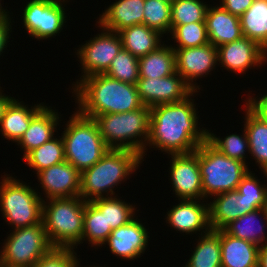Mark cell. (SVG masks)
I'll return each mask as SVG.
<instances>
[{"mask_svg": "<svg viewBox=\"0 0 267 267\" xmlns=\"http://www.w3.org/2000/svg\"><path fill=\"white\" fill-rule=\"evenodd\" d=\"M196 92L199 91H193L182 101L150 108V132L146 146H156L169 155L189 154L207 140V129L200 130L198 127L196 104L190 98Z\"/></svg>", "mask_w": 267, "mask_h": 267, "instance_id": "cell-1", "label": "cell"}, {"mask_svg": "<svg viewBox=\"0 0 267 267\" xmlns=\"http://www.w3.org/2000/svg\"><path fill=\"white\" fill-rule=\"evenodd\" d=\"M74 84L78 111L89 118L108 113L130 112L142 108L136 85L112 79L105 74L81 78Z\"/></svg>", "mask_w": 267, "mask_h": 267, "instance_id": "cell-2", "label": "cell"}, {"mask_svg": "<svg viewBox=\"0 0 267 267\" xmlns=\"http://www.w3.org/2000/svg\"><path fill=\"white\" fill-rule=\"evenodd\" d=\"M141 162V155L133 150L110 148L98 162L81 172L79 196L84 201L112 197L113 188L128 179Z\"/></svg>", "mask_w": 267, "mask_h": 267, "instance_id": "cell-3", "label": "cell"}, {"mask_svg": "<svg viewBox=\"0 0 267 267\" xmlns=\"http://www.w3.org/2000/svg\"><path fill=\"white\" fill-rule=\"evenodd\" d=\"M150 116L151 109L143 106L130 112L97 115L93 119L109 148L133 150L143 159L150 132Z\"/></svg>", "mask_w": 267, "mask_h": 267, "instance_id": "cell-4", "label": "cell"}, {"mask_svg": "<svg viewBox=\"0 0 267 267\" xmlns=\"http://www.w3.org/2000/svg\"><path fill=\"white\" fill-rule=\"evenodd\" d=\"M43 201L42 222L49 243L57 248H73L82 243L85 202L80 196Z\"/></svg>", "mask_w": 267, "mask_h": 267, "instance_id": "cell-5", "label": "cell"}, {"mask_svg": "<svg viewBox=\"0 0 267 267\" xmlns=\"http://www.w3.org/2000/svg\"><path fill=\"white\" fill-rule=\"evenodd\" d=\"M62 133L65 160L80 173L98 162L110 149L102 139L96 121L78 109Z\"/></svg>", "mask_w": 267, "mask_h": 267, "instance_id": "cell-6", "label": "cell"}, {"mask_svg": "<svg viewBox=\"0 0 267 267\" xmlns=\"http://www.w3.org/2000/svg\"><path fill=\"white\" fill-rule=\"evenodd\" d=\"M195 152L198 154L203 200L206 197L237 190L242 178L249 171L247 163L225 156L207 140L200 144Z\"/></svg>", "mask_w": 267, "mask_h": 267, "instance_id": "cell-7", "label": "cell"}, {"mask_svg": "<svg viewBox=\"0 0 267 267\" xmlns=\"http://www.w3.org/2000/svg\"><path fill=\"white\" fill-rule=\"evenodd\" d=\"M2 177L0 207L8 224L14 229L42 223L43 199L33 187L12 176Z\"/></svg>", "mask_w": 267, "mask_h": 267, "instance_id": "cell-8", "label": "cell"}, {"mask_svg": "<svg viewBox=\"0 0 267 267\" xmlns=\"http://www.w3.org/2000/svg\"><path fill=\"white\" fill-rule=\"evenodd\" d=\"M3 244L0 262L23 267H33L53 248L46 236L43 222L14 229Z\"/></svg>", "mask_w": 267, "mask_h": 267, "instance_id": "cell-9", "label": "cell"}, {"mask_svg": "<svg viewBox=\"0 0 267 267\" xmlns=\"http://www.w3.org/2000/svg\"><path fill=\"white\" fill-rule=\"evenodd\" d=\"M62 2L65 3V0L27 2L22 17L28 34L37 40H44L60 33L67 17Z\"/></svg>", "mask_w": 267, "mask_h": 267, "instance_id": "cell-10", "label": "cell"}, {"mask_svg": "<svg viewBox=\"0 0 267 267\" xmlns=\"http://www.w3.org/2000/svg\"><path fill=\"white\" fill-rule=\"evenodd\" d=\"M102 33L87 41L77 50L82 70L81 77L104 74L114 57L123 48L119 33L102 28ZM106 31V32H105Z\"/></svg>", "mask_w": 267, "mask_h": 267, "instance_id": "cell-11", "label": "cell"}, {"mask_svg": "<svg viewBox=\"0 0 267 267\" xmlns=\"http://www.w3.org/2000/svg\"><path fill=\"white\" fill-rule=\"evenodd\" d=\"M136 88L141 102L149 108L182 101L194 91L177 72L163 78H139Z\"/></svg>", "mask_w": 267, "mask_h": 267, "instance_id": "cell-12", "label": "cell"}, {"mask_svg": "<svg viewBox=\"0 0 267 267\" xmlns=\"http://www.w3.org/2000/svg\"><path fill=\"white\" fill-rule=\"evenodd\" d=\"M170 179L179 200H203L198 154L171 155Z\"/></svg>", "mask_w": 267, "mask_h": 267, "instance_id": "cell-13", "label": "cell"}, {"mask_svg": "<svg viewBox=\"0 0 267 267\" xmlns=\"http://www.w3.org/2000/svg\"><path fill=\"white\" fill-rule=\"evenodd\" d=\"M176 56V72L194 90H199L193 80L208 75L216 67L218 51L208 43L199 47L173 48ZM205 74V75H204Z\"/></svg>", "mask_w": 267, "mask_h": 267, "instance_id": "cell-14", "label": "cell"}, {"mask_svg": "<svg viewBox=\"0 0 267 267\" xmlns=\"http://www.w3.org/2000/svg\"><path fill=\"white\" fill-rule=\"evenodd\" d=\"M218 62L227 70L243 73L267 60V52L247 37L217 47ZM260 64V65H259Z\"/></svg>", "mask_w": 267, "mask_h": 267, "instance_id": "cell-15", "label": "cell"}, {"mask_svg": "<svg viewBox=\"0 0 267 267\" xmlns=\"http://www.w3.org/2000/svg\"><path fill=\"white\" fill-rule=\"evenodd\" d=\"M37 177L46 193L45 200L79 196L81 173L66 160L39 171Z\"/></svg>", "mask_w": 267, "mask_h": 267, "instance_id": "cell-16", "label": "cell"}, {"mask_svg": "<svg viewBox=\"0 0 267 267\" xmlns=\"http://www.w3.org/2000/svg\"><path fill=\"white\" fill-rule=\"evenodd\" d=\"M148 231L139 220L133 219L129 223L112 230L105 242L111 253L123 259L134 260L143 254L148 245Z\"/></svg>", "mask_w": 267, "mask_h": 267, "instance_id": "cell-17", "label": "cell"}, {"mask_svg": "<svg viewBox=\"0 0 267 267\" xmlns=\"http://www.w3.org/2000/svg\"><path fill=\"white\" fill-rule=\"evenodd\" d=\"M167 223L176 231L187 234L203 230L208 233L211 228L209 224V204L201 203L200 200H183L174 205L167 213ZM205 229V230H204Z\"/></svg>", "mask_w": 267, "mask_h": 267, "instance_id": "cell-18", "label": "cell"}, {"mask_svg": "<svg viewBox=\"0 0 267 267\" xmlns=\"http://www.w3.org/2000/svg\"><path fill=\"white\" fill-rule=\"evenodd\" d=\"M209 203V224L211 230L223 229L231 221L244 216L257 208L239 198L237 190L227 191L214 196Z\"/></svg>", "mask_w": 267, "mask_h": 267, "instance_id": "cell-19", "label": "cell"}, {"mask_svg": "<svg viewBox=\"0 0 267 267\" xmlns=\"http://www.w3.org/2000/svg\"><path fill=\"white\" fill-rule=\"evenodd\" d=\"M205 23L209 43L216 48L243 37L239 16L227 12L221 6L209 5Z\"/></svg>", "mask_w": 267, "mask_h": 267, "instance_id": "cell-20", "label": "cell"}, {"mask_svg": "<svg viewBox=\"0 0 267 267\" xmlns=\"http://www.w3.org/2000/svg\"><path fill=\"white\" fill-rule=\"evenodd\" d=\"M145 0H118L99 18V27L115 32L133 25L143 24Z\"/></svg>", "mask_w": 267, "mask_h": 267, "instance_id": "cell-21", "label": "cell"}, {"mask_svg": "<svg viewBox=\"0 0 267 267\" xmlns=\"http://www.w3.org/2000/svg\"><path fill=\"white\" fill-rule=\"evenodd\" d=\"M59 114L46 105L31 119L30 125L17 145L24 151L23 158L33 149L54 138L59 125Z\"/></svg>", "mask_w": 267, "mask_h": 267, "instance_id": "cell-22", "label": "cell"}, {"mask_svg": "<svg viewBox=\"0 0 267 267\" xmlns=\"http://www.w3.org/2000/svg\"><path fill=\"white\" fill-rule=\"evenodd\" d=\"M221 267H258L259 246L220 229Z\"/></svg>", "mask_w": 267, "mask_h": 267, "instance_id": "cell-23", "label": "cell"}, {"mask_svg": "<svg viewBox=\"0 0 267 267\" xmlns=\"http://www.w3.org/2000/svg\"><path fill=\"white\" fill-rule=\"evenodd\" d=\"M27 105L13 99L7 106L0 121V131L4 138L18 142L28 129L31 119L44 107V104H37L32 109Z\"/></svg>", "mask_w": 267, "mask_h": 267, "instance_id": "cell-24", "label": "cell"}, {"mask_svg": "<svg viewBox=\"0 0 267 267\" xmlns=\"http://www.w3.org/2000/svg\"><path fill=\"white\" fill-rule=\"evenodd\" d=\"M244 129L249 143V152L261 171L267 172V122L247 103Z\"/></svg>", "mask_w": 267, "mask_h": 267, "instance_id": "cell-25", "label": "cell"}, {"mask_svg": "<svg viewBox=\"0 0 267 267\" xmlns=\"http://www.w3.org/2000/svg\"><path fill=\"white\" fill-rule=\"evenodd\" d=\"M118 33L123 49L137 58L147 55L162 45L160 38L163 36L144 24L124 28Z\"/></svg>", "mask_w": 267, "mask_h": 267, "instance_id": "cell-26", "label": "cell"}, {"mask_svg": "<svg viewBox=\"0 0 267 267\" xmlns=\"http://www.w3.org/2000/svg\"><path fill=\"white\" fill-rule=\"evenodd\" d=\"M176 73L175 50L162 44L139 58V78H163Z\"/></svg>", "mask_w": 267, "mask_h": 267, "instance_id": "cell-27", "label": "cell"}, {"mask_svg": "<svg viewBox=\"0 0 267 267\" xmlns=\"http://www.w3.org/2000/svg\"><path fill=\"white\" fill-rule=\"evenodd\" d=\"M239 19L243 36L267 52V0H254Z\"/></svg>", "mask_w": 267, "mask_h": 267, "instance_id": "cell-28", "label": "cell"}, {"mask_svg": "<svg viewBox=\"0 0 267 267\" xmlns=\"http://www.w3.org/2000/svg\"><path fill=\"white\" fill-rule=\"evenodd\" d=\"M259 216L265 218L262 208L246 213L244 216L231 221L228 225H226L223 228V230L227 234L235 238L252 242L258 245L259 247L263 246L264 244H267V236H265L266 231H264L265 230L264 228L267 229V227L266 226L264 227L263 221H260L262 217L258 219ZM257 220H259L262 223H260L261 225L259 224V226H257L256 228L255 225H257V223L259 222Z\"/></svg>", "mask_w": 267, "mask_h": 267, "instance_id": "cell-29", "label": "cell"}, {"mask_svg": "<svg viewBox=\"0 0 267 267\" xmlns=\"http://www.w3.org/2000/svg\"><path fill=\"white\" fill-rule=\"evenodd\" d=\"M186 267H221L220 229L202 234ZM204 235V236H203Z\"/></svg>", "mask_w": 267, "mask_h": 267, "instance_id": "cell-30", "label": "cell"}, {"mask_svg": "<svg viewBox=\"0 0 267 267\" xmlns=\"http://www.w3.org/2000/svg\"><path fill=\"white\" fill-rule=\"evenodd\" d=\"M23 159L29 167L35 169L36 174L43 169L64 162L65 152L62 137L52 138L30 151Z\"/></svg>", "mask_w": 267, "mask_h": 267, "instance_id": "cell-31", "label": "cell"}, {"mask_svg": "<svg viewBox=\"0 0 267 267\" xmlns=\"http://www.w3.org/2000/svg\"><path fill=\"white\" fill-rule=\"evenodd\" d=\"M91 202L101 211L105 212L107 227L112 230L119 228L135 218V206L126 203L116 196L100 197Z\"/></svg>", "mask_w": 267, "mask_h": 267, "instance_id": "cell-32", "label": "cell"}, {"mask_svg": "<svg viewBox=\"0 0 267 267\" xmlns=\"http://www.w3.org/2000/svg\"><path fill=\"white\" fill-rule=\"evenodd\" d=\"M112 229L107 227L105 212H101L91 201L85 202L83 240L93 246H102L110 236Z\"/></svg>", "mask_w": 267, "mask_h": 267, "instance_id": "cell-33", "label": "cell"}, {"mask_svg": "<svg viewBox=\"0 0 267 267\" xmlns=\"http://www.w3.org/2000/svg\"><path fill=\"white\" fill-rule=\"evenodd\" d=\"M104 74L112 79L136 85L139 79V58L122 48Z\"/></svg>", "mask_w": 267, "mask_h": 267, "instance_id": "cell-34", "label": "cell"}, {"mask_svg": "<svg viewBox=\"0 0 267 267\" xmlns=\"http://www.w3.org/2000/svg\"><path fill=\"white\" fill-rule=\"evenodd\" d=\"M143 24L161 35L171 32V4L163 0H145Z\"/></svg>", "mask_w": 267, "mask_h": 267, "instance_id": "cell-35", "label": "cell"}, {"mask_svg": "<svg viewBox=\"0 0 267 267\" xmlns=\"http://www.w3.org/2000/svg\"><path fill=\"white\" fill-rule=\"evenodd\" d=\"M170 33L178 43L177 47L172 48L199 47L209 43L205 22L171 25Z\"/></svg>", "mask_w": 267, "mask_h": 267, "instance_id": "cell-36", "label": "cell"}, {"mask_svg": "<svg viewBox=\"0 0 267 267\" xmlns=\"http://www.w3.org/2000/svg\"><path fill=\"white\" fill-rule=\"evenodd\" d=\"M208 7L200 0H176L171 4V25L205 22Z\"/></svg>", "mask_w": 267, "mask_h": 267, "instance_id": "cell-37", "label": "cell"}, {"mask_svg": "<svg viewBox=\"0 0 267 267\" xmlns=\"http://www.w3.org/2000/svg\"><path fill=\"white\" fill-rule=\"evenodd\" d=\"M207 141L225 156L246 163L244 152L249 151V143L245 129L243 135L230 134L223 140L207 130Z\"/></svg>", "mask_w": 267, "mask_h": 267, "instance_id": "cell-38", "label": "cell"}, {"mask_svg": "<svg viewBox=\"0 0 267 267\" xmlns=\"http://www.w3.org/2000/svg\"><path fill=\"white\" fill-rule=\"evenodd\" d=\"M264 173L267 176V172ZM256 178L254 173L249 170L242 178L237 191L239 192V198H243L247 203L259 209L263 208L267 201V185H261Z\"/></svg>", "mask_w": 267, "mask_h": 267, "instance_id": "cell-39", "label": "cell"}, {"mask_svg": "<svg viewBox=\"0 0 267 267\" xmlns=\"http://www.w3.org/2000/svg\"><path fill=\"white\" fill-rule=\"evenodd\" d=\"M77 262L73 248L53 247L33 267H73Z\"/></svg>", "mask_w": 267, "mask_h": 267, "instance_id": "cell-40", "label": "cell"}, {"mask_svg": "<svg viewBox=\"0 0 267 267\" xmlns=\"http://www.w3.org/2000/svg\"><path fill=\"white\" fill-rule=\"evenodd\" d=\"M254 0H221L220 6L227 12L241 16L253 4Z\"/></svg>", "mask_w": 267, "mask_h": 267, "instance_id": "cell-41", "label": "cell"}, {"mask_svg": "<svg viewBox=\"0 0 267 267\" xmlns=\"http://www.w3.org/2000/svg\"><path fill=\"white\" fill-rule=\"evenodd\" d=\"M247 104L267 122V94L256 99L249 97Z\"/></svg>", "mask_w": 267, "mask_h": 267, "instance_id": "cell-42", "label": "cell"}, {"mask_svg": "<svg viewBox=\"0 0 267 267\" xmlns=\"http://www.w3.org/2000/svg\"><path fill=\"white\" fill-rule=\"evenodd\" d=\"M10 23V17L0 18V55L3 53L4 48L7 47L6 45L9 42V31L11 29Z\"/></svg>", "mask_w": 267, "mask_h": 267, "instance_id": "cell-43", "label": "cell"}, {"mask_svg": "<svg viewBox=\"0 0 267 267\" xmlns=\"http://www.w3.org/2000/svg\"><path fill=\"white\" fill-rule=\"evenodd\" d=\"M13 99L14 97H9L7 95L4 96L3 92L1 93V90H0V121H1L2 116L4 115V112L7 106Z\"/></svg>", "mask_w": 267, "mask_h": 267, "instance_id": "cell-44", "label": "cell"}, {"mask_svg": "<svg viewBox=\"0 0 267 267\" xmlns=\"http://www.w3.org/2000/svg\"><path fill=\"white\" fill-rule=\"evenodd\" d=\"M258 267H267V244L259 247Z\"/></svg>", "mask_w": 267, "mask_h": 267, "instance_id": "cell-45", "label": "cell"}, {"mask_svg": "<svg viewBox=\"0 0 267 267\" xmlns=\"http://www.w3.org/2000/svg\"><path fill=\"white\" fill-rule=\"evenodd\" d=\"M8 13L9 12L5 11L4 8L1 6V3H0V18L10 17V15Z\"/></svg>", "mask_w": 267, "mask_h": 267, "instance_id": "cell-46", "label": "cell"}, {"mask_svg": "<svg viewBox=\"0 0 267 267\" xmlns=\"http://www.w3.org/2000/svg\"><path fill=\"white\" fill-rule=\"evenodd\" d=\"M262 209H263V212H264V215H265V218H263V219H264L265 224L267 226V201H266V203H265V205H264V207Z\"/></svg>", "mask_w": 267, "mask_h": 267, "instance_id": "cell-47", "label": "cell"}, {"mask_svg": "<svg viewBox=\"0 0 267 267\" xmlns=\"http://www.w3.org/2000/svg\"><path fill=\"white\" fill-rule=\"evenodd\" d=\"M2 267H23V266H14V265H9V264L2 263Z\"/></svg>", "mask_w": 267, "mask_h": 267, "instance_id": "cell-48", "label": "cell"}, {"mask_svg": "<svg viewBox=\"0 0 267 267\" xmlns=\"http://www.w3.org/2000/svg\"><path fill=\"white\" fill-rule=\"evenodd\" d=\"M163 1H166V2H168V3H170V4H172V3L175 2L176 0H163Z\"/></svg>", "mask_w": 267, "mask_h": 267, "instance_id": "cell-49", "label": "cell"}, {"mask_svg": "<svg viewBox=\"0 0 267 267\" xmlns=\"http://www.w3.org/2000/svg\"><path fill=\"white\" fill-rule=\"evenodd\" d=\"M80 264H79V262H77L73 267H78ZM94 267H96V266H94Z\"/></svg>", "mask_w": 267, "mask_h": 267, "instance_id": "cell-50", "label": "cell"}]
</instances>
